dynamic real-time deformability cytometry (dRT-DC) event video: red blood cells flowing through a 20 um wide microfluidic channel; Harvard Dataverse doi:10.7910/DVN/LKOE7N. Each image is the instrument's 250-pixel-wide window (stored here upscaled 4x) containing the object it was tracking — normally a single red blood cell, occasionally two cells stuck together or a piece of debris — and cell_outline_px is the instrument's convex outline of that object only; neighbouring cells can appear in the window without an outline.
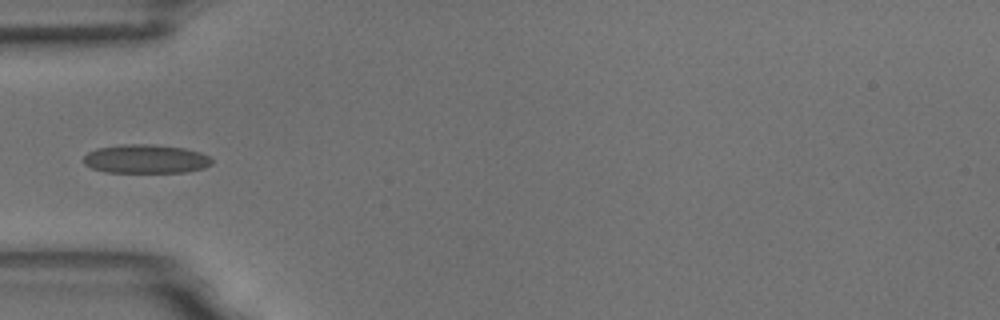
{"species": "common noctule bat (a hibernating species)", "species_latin": "Nyctalus noctula", "temperature_condition": "room temperature", "stored_images_in_passage": 7, "camera_frame_rate_fps": 3000, "um_per_image_px": 0.085, "animal": {"sex": "male", "body_mass_g": 18.8}, "frame": {"image": 1, "passage_image": 5, "time_ms": 4.667, "image_size_px": [1000, 320], "cell_outline_px": [[212, 164], [204, 168], [184, 172], [104, 172], [92, 168], [84, 164], [84, 156], [88, 152], [96, 148], [120, 144], [152, 144], [184, 148], [200, 152], [208, 156], [212, 160]], "centroid_in_image_um": [12.37, 13.5], "position_along_channel_um": 72.6, "area_um2": 21.62}}